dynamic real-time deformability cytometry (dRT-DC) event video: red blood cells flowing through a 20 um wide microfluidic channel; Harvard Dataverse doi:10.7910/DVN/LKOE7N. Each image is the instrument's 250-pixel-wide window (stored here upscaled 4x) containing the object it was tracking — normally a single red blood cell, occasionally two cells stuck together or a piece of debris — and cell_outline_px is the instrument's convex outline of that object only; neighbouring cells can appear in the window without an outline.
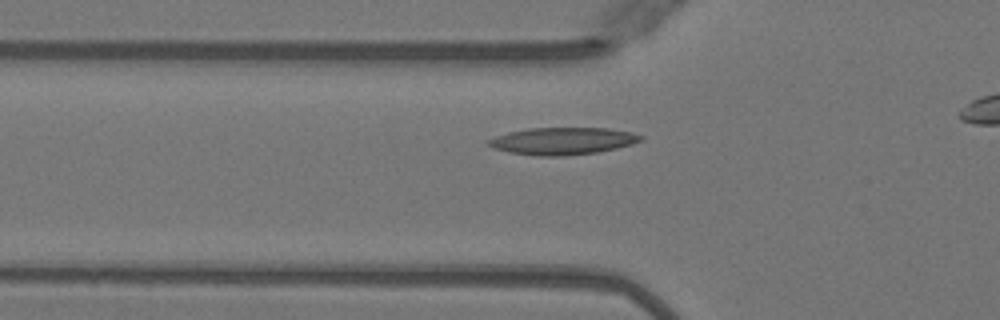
{"species": "Egyptian fruit bat (a non-hibernating species)", "species_latin": "Rousettus aegyptiacus", "temperature_condition": "warm", "stored_images_in_passage": 38, "camera_frame_rate_fps": 3000, "um_per_image_px": 0.085, "animal": {"sex": "female"}, "frame": {"image": 1, "passage_image": 13, "time_ms": 4.0, "image_size_px": [1000, 320], "cell_outline_px": [[644, 140], [632, 144], [616, 148], [596, 152], [560, 156], [540, 156], [508, 152], [492, 148], [488, 144], [488, 140], [496, 136], [508, 132], [528, 128], [608, 128], [632, 132], [644, 136]], "centroid_in_image_um": [47.84, 11.98], "position_along_channel_um": 78.0, "area_um2": 24.1}}
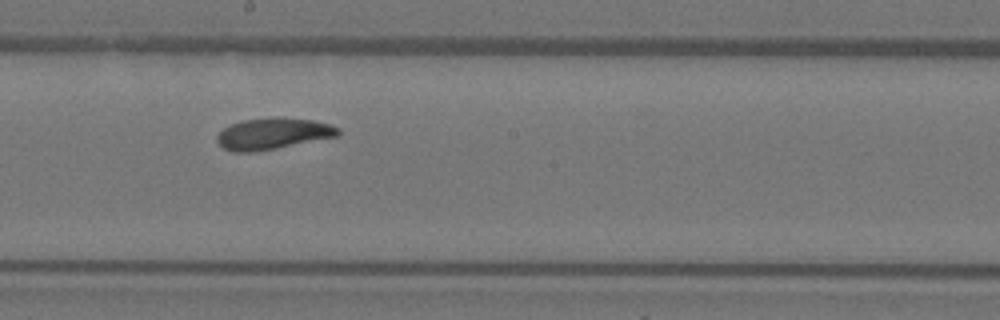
{"frame": {"image": 2, "passage_image": 24, "time_ms": 7.667, "image_size_px": [1000, 320], "cell_outline_px": [[340, 136], [256, 152], [232, 152], [224, 148], [216, 140], [216, 136], [224, 128], [240, 120], [312, 120], [332, 124], [340, 128]], "centroid_in_image_um": [23.22, 11.41], "position_along_channel_um": 225.0, "area_um2": 21.44}}
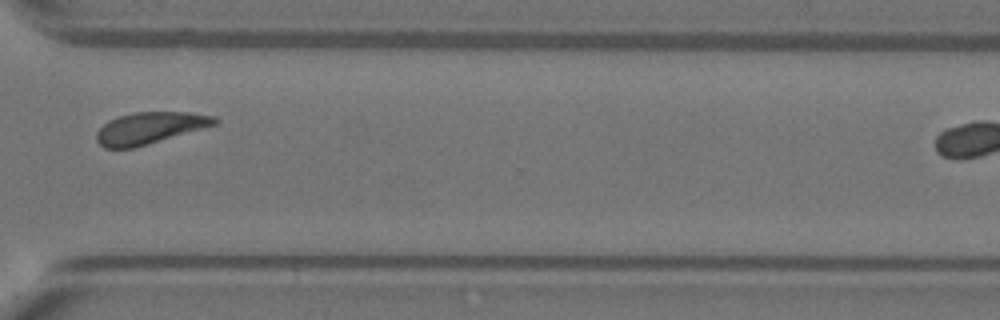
{"frame": {"image": 3, "passage_image": 34, "time_ms": 11.0, "image_size_px": [1000, 320], "cell_outline_px": [[220, 120], [216, 124], [148, 144], [132, 148], [104, 148], [96, 140], [96, 132], [108, 120], [120, 116], [136, 112], [188, 112], [216, 116]], "centroid_in_image_um": [12.73, 10.87], "position_along_channel_um": 357.9, "area_um2": 21.62}}